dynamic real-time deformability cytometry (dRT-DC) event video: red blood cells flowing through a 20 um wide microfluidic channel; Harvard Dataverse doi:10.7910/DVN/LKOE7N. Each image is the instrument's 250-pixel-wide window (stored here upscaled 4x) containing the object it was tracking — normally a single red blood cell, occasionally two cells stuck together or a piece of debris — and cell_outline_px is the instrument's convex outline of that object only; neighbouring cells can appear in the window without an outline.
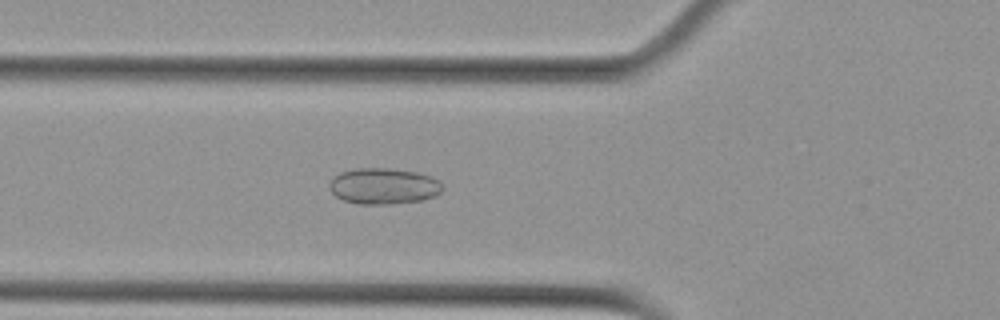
{"species": "Egyptian fruit bat (a non-hibernating species)", "species_latin": "Rousettus aegyptiacus", "temperature_condition": "cold", "stored_images_in_passage": 6, "camera_frame_rate_fps": 3000, "um_per_image_px": 0.085, "animal": {"sex": "female"}, "frame": {"image": 1, "passage_image": 6, "time_ms": 1.667, "image_size_px": [1000, 320], "cell_outline_px": [[444, 188], [436, 196], [424, 200], [392, 204], [360, 204], [344, 200], [336, 196], [328, 188], [328, 184], [340, 172], [356, 168], [388, 168], [416, 172], [432, 176], [440, 180]], "centroid_in_image_um": [32.65, 15.82], "position_along_channel_um": 93.2, "area_um2": 23.99}}